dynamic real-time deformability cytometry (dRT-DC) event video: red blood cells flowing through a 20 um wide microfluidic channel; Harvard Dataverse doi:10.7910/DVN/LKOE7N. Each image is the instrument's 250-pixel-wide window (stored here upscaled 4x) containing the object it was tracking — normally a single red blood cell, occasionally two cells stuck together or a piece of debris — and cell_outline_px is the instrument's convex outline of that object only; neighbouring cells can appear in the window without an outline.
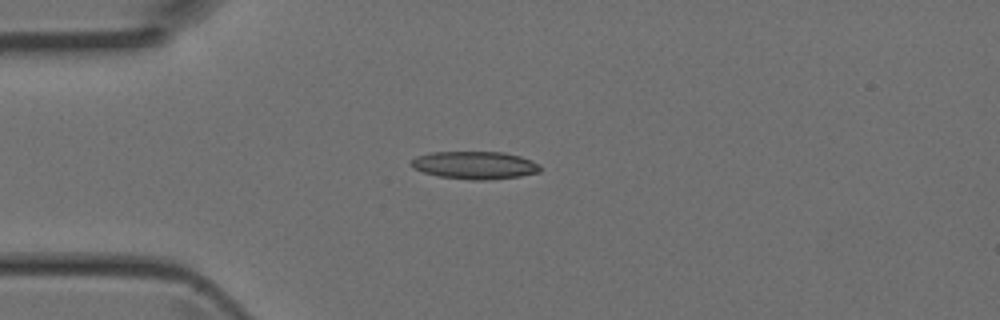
{"species": "Egyptian fruit bat (a non-hibernating species)", "species_latin": "Rousettus aegyptiacus", "temperature_condition": "room temperature", "stored_images_in_passage": 5, "camera_frame_rate_fps": 3000, "um_per_image_px": 0.085, "animal": {"sex": "female"}, "frame": {"image": 1, "passage_image": 3, "time_ms": 0.667, "image_size_px": [1000, 320], "cell_outline_px": [[540, 172], [520, 176], [484, 180], [472, 180], [440, 176], [424, 172], [412, 168], [412, 160], [416, 156], [428, 152], [504, 152], [520, 156], [540, 164]], "centroid_in_image_um": [40.36, 14.03], "position_along_channel_um": 44.6, "area_um2": 20.75}}
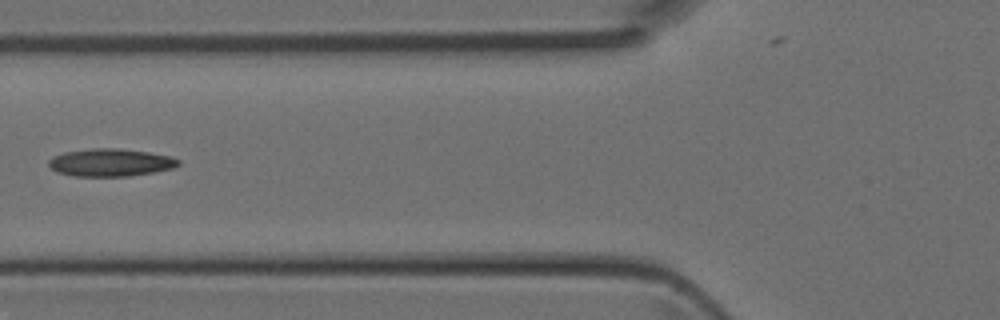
{"frame": {"image": 2, "passage_image": 5, "time_ms": 1.333, "image_size_px": [1000, 320], "cell_outline_px": [[180, 164], [172, 168], [152, 172], [128, 176], [76, 176], [56, 172], [48, 164], [48, 160], [52, 156], [64, 152], [92, 148], [120, 148], [148, 152], [172, 156], [180, 160]], "centroid_in_image_um": [9.38, 13.8], "position_along_channel_um": 116.4, "area_um2": 20.92}}